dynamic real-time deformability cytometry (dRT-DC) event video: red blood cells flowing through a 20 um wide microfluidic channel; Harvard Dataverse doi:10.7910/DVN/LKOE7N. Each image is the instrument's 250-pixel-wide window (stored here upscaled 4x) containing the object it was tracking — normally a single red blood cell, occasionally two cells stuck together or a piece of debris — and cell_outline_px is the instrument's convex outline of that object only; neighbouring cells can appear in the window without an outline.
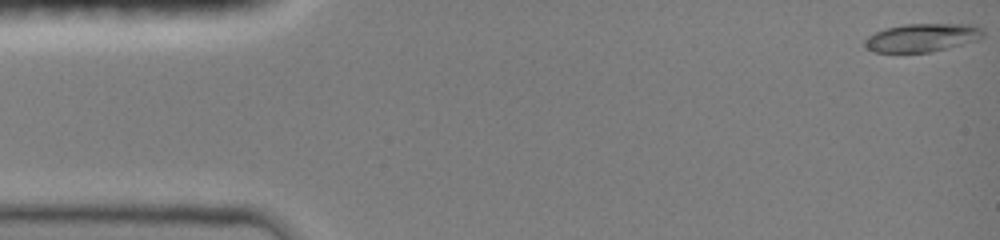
{"species": "common noctule bat (a hibernating species)", "species_latin": "Nyctalus noctula", "temperature_condition": "room temperature", "stored_images_in_passage": 30, "camera_frame_rate_fps": 3000, "um_per_image_px": 0.085, "animal": {"sex": "female", "body_mass_g": 19.0, "forearm_length_mm": 51.5}, "frame": {"image": 1, "passage_image": 1, "time_ms": 0.0, "image_size_px": [1000, 240], "cell_outline_px": [[984, 36], [976, 40], [928, 52], [872, 52], [864, 44], [864, 40], [868, 36], [884, 28], [904, 24], [968, 24], [980, 28], [984, 32]], "centroid_in_image_um": [78.33, 3.19], "position_along_channel_um": 6.7, "area_um2": 19.19}}
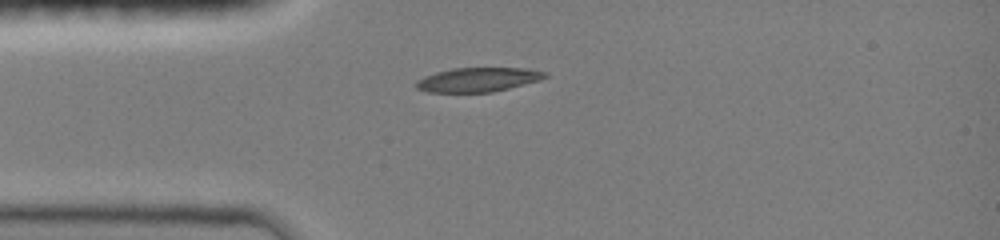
{"frame": {"image": 2, "passage_image": 25, "time_ms": 3.667, "image_size_px": [1000, 240], "cell_outline_px": [[548, 76], [540, 80], [492, 92], [428, 92], [416, 88], [416, 80], [424, 76], [436, 72], [452, 68], [524, 68], [548, 72]], "centroid_in_image_um": [40.62, 6.76], "position_along_channel_um": 44.4, "area_um2": 18.15}}